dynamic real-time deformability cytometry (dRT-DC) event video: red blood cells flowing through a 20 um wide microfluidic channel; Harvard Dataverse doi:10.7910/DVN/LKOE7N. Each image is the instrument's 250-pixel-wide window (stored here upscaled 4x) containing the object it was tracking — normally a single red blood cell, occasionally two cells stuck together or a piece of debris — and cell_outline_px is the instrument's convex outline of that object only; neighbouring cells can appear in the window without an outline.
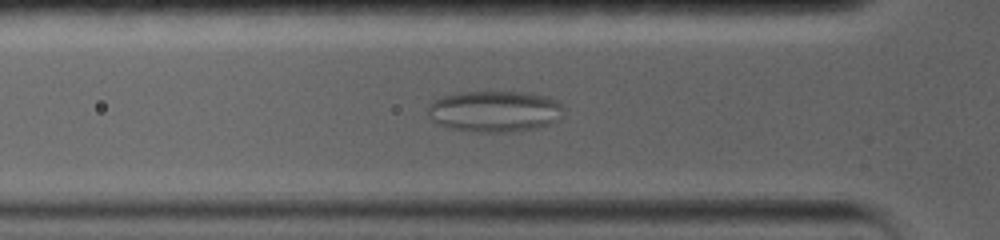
{"species": "common noctule bat (a hibernating species)", "species_latin": "Nyctalus noctula", "temperature_condition": "warm", "stored_images_in_passage": 37, "camera_frame_rate_fps": 5000, "um_per_image_px": 0.085, "animal": {"sex": "female", "body_mass_g": 19.0, "forearm_length_mm": 56.7}, "frame": {"image": 1, "passage_image": 18, "time_ms": 4.8, "image_size_px": [1000, 240], "cell_outline_px": [[564, 112], [560, 120], [536, 128], [512, 132], [472, 132], [448, 128], [436, 124], [428, 116], [428, 104], [432, 100], [444, 96], [460, 92], [528, 92], [548, 96], [560, 100], [564, 108]], "centroid_in_image_um": [42.07, 9.46], "position_along_channel_um": 83.7, "area_um2": 33.35}}
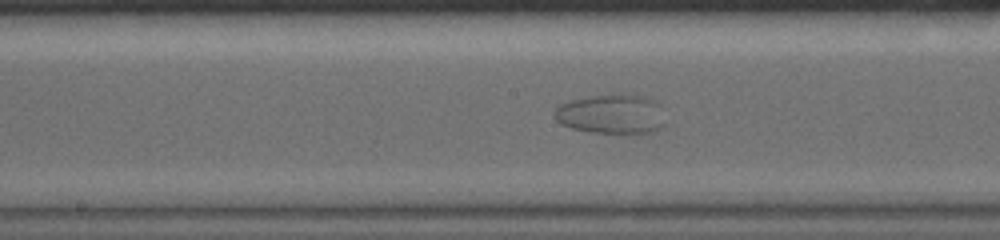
{"frame": {"image": 2, "passage_image": 28, "time_ms": 8.4, "image_size_px": [1000, 240], "cell_outline_px": [[664, 124], [660, 128], [652, 132], [588, 132], [572, 128], [560, 124], [556, 120], [552, 112], [560, 104], [572, 100], [592, 96], [624, 92], [644, 96], [656, 100], [660, 104]], "centroid_in_image_um": [51.96, 9.66], "position_along_channel_um": 196.2, "area_um2": 25.72}}
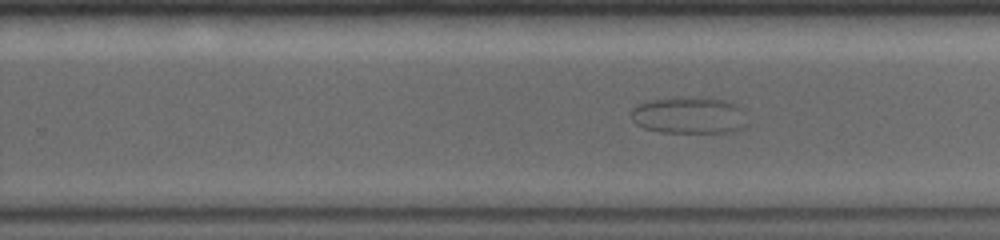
{"frame": {"image": 3, "passage_image": 34, "time_ms": 10.8, "image_size_px": [1000, 240], "cell_outline_px": [[748, 124], [744, 128], [732, 132], [660, 132], [644, 128], [636, 124], [632, 120], [632, 108], [636, 104], [648, 100], [680, 96], [704, 96], [728, 100], [736, 104], [740, 108]], "centroid_in_image_um": [58.58, 9.77], "position_along_channel_um": 271.2, "area_um2": 25.55}}